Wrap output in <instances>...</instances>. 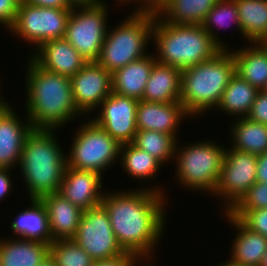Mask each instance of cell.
<instances>
[{
    "mask_svg": "<svg viewBox=\"0 0 267 266\" xmlns=\"http://www.w3.org/2000/svg\"><path fill=\"white\" fill-rule=\"evenodd\" d=\"M158 186L145 188V185L123 192L107 190L101 202L109 214L118 243L125 252L139 259L150 260L158 242L164 238L168 204L165 196L168 195L164 187Z\"/></svg>",
    "mask_w": 267,
    "mask_h": 266,
    "instance_id": "cell-1",
    "label": "cell"
},
{
    "mask_svg": "<svg viewBox=\"0 0 267 266\" xmlns=\"http://www.w3.org/2000/svg\"><path fill=\"white\" fill-rule=\"evenodd\" d=\"M26 68V115L33 128L61 129L83 114L76 108L69 77L47 71L31 57Z\"/></svg>",
    "mask_w": 267,
    "mask_h": 266,
    "instance_id": "cell-2",
    "label": "cell"
},
{
    "mask_svg": "<svg viewBox=\"0 0 267 266\" xmlns=\"http://www.w3.org/2000/svg\"><path fill=\"white\" fill-rule=\"evenodd\" d=\"M57 129L33 128L27 135L19 172L30 199H41L59 191L65 168L66 153L56 138Z\"/></svg>",
    "mask_w": 267,
    "mask_h": 266,
    "instance_id": "cell-3",
    "label": "cell"
},
{
    "mask_svg": "<svg viewBox=\"0 0 267 266\" xmlns=\"http://www.w3.org/2000/svg\"><path fill=\"white\" fill-rule=\"evenodd\" d=\"M235 74L230 49H221L211 59L185 68L181 73L180 103L192 118L219 105L225 88Z\"/></svg>",
    "mask_w": 267,
    "mask_h": 266,
    "instance_id": "cell-4",
    "label": "cell"
},
{
    "mask_svg": "<svg viewBox=\"0 0 267 266\" xmlns=\"http://www.w3.org/2000/svg\"><path fill=\"white\" fill-rule=\"evenodd\" d=\"M152 41L156 61L180 70L211 59L221 50L202 25L171 24L156 13Z\"/></svg>",
    "mask_w": 267,
    "mask_h": 266,
    "instance_id": "cell-5",
    "label": "cell"
},
{
    "mask_svg": "<svg viewBox=\"0 0 267 266\" xmlns=\"http://www.w3.org/2000/svg\"><path fill=\"white\" fill-rule=\"evenodd\" d=\"M154 15V9L136 5L131 15L118 22L115 28L112 26L110 29L109 26L97 62L113 73L148 55L147 45L152 41Z\"/></svg>",
    "mask_w": 267,
    "mask_h": 266,
    "instance_id": "cell-6",
    "label": "cell"
},
{
    "mask_svg": "<svg viewBox=\"0 0 267 266\" xmlns=\"http://www.w3.org/2000/svg\"><path fill=\"white\" fill-rule=\"evenodd\" d=\"M218 143L203 140L184 145L178 139L174 157V166L177 167L174 170L179 185L196 192L200 190L202 194L205 191L213 197L226 149L225 144L220 146Z\"/></svg>",
    "mask_w": 267,
    "mask_h": 266,
    "instance_id": "cell-7",
    "label": "cell"
},
{
    "mask_svg": "<svg viewBox=\"0 0 267 266\" xmlns=\"http://www.w3.org/2000/svg\"><path fill=\"white\" fill-rule=\"evenodd\" d=\"M85 121L73 132L71 150L66 152L67 166L103 176L119 160L121 144L92 119Z\"/></svg>",
    "mask_w": 267,
    "mask_h": 266,
    "instance_id": "cell-8",
    "label": "cell"
},
{
    "mask_svg": "<svg viewBox=\"0 0 267 266\" xmlns=\"http://www.w3.org/2000/svg\"><path fill=\"white\" fill-rule=\"evenodd\" d=\"M72 9L39 7L20 2L12 26L8 29L11 35L22 38L34 47L43 43L64 38L66 24ZM14 33V34H13Z\"/></svg>",
    "mask_w": 267,
    "mask_h": 266,
    "instance_id": "cell-9",
    "label": "cell"
},
{
    "mask_svg": "<svg viewBox=\"0 0 267 266\" xmlns=\"http://www.w3.org/2000/svg\"><path fill=\"white\" fill-rule=\"evenodd\" d=\"M101 1L90 7L73 8L64 38L88 61H97L108 30L109 7Z\"/></svg>",
    "mask_w": 267,
    "mask_h": 266,
    "instance_id": "cell-10",
    "label": "cell"
},
{
    "mask_svg": "<svg viewBox=\"0 0 267 266\" xmlns=\"http://www.w3.org/2000/svg\"><path fill=\"white\" fill-rule=\"evenodd\" d=\"M258 156L229 146L224 151L218 182L213 192L229 211L241 197L256 183ZM225 207V208H224Z\"/></svg>",
    "mask_w": 267,
    "mask_h": 266,
    "instance_id": "cell-11",
    "label": "cell"
},
{
    "mask_svg": "<svg viewBox=\"0 0 267 266\" xmlns=\"http://www.w3.org/2000/svg\"><path fill=\"white\" fill-rule=\"evenodd\" d=\"M72 240L94 261L110 259L126 253L117 241L109 214L102 204L83 211L78 230Z\"/></svg>",
    "mask_w": 267,
    "mask_h": 266,
    "instance_id": "cell-12",
    "label": "cell"
},
{
    "mask_svg": "<svg viewBox=\"0 0 267 266\" xmlns=\"http://www.w3.org/2000/svg\"><path fill=\"white\" fill-rule=\"evenodd\" d=\"M138 103L137 99L112 92L101 102L97 109V112L99 109L100 112L92 117V120L119 144L131 143L137 132Z\"/></svg>",
    "mask_w": 267,
    "mask_h": 266,
    "instance_id": "cell-13",
    "label": "cell"
},
{
    "mask_svg": "<svg viewBox=\"0 0 267 266\" xmlns=\"http://www.w3.org/2000/svg\"><path fill=\"white\" fill-rule=\"evenodd\" d=\"M70 80L75 106L87 118L112 93V73L97 61L87 62Z\"/></svg>",
    "mask_w": 267,
    "mask_h": 266,
    "instance_id": "cell-14",
    "label": "cell"
},
{
    "mask_svg": "<svg viewBox=\"0 0 267 266\" xmlns=\"http://www.w3.org/2000/svg\"><path fill=\"white\" fill-rule=\"evenodd\" d=\"M18 116L11 103L0 111V168L19 167L25 139L33 129L26 115Z\"/></svg>",
    "mask_w": 267,
    "mask_h": 266,
    "instance_id": "cell-15",
    "label": "cell"
},
{
    "mask_svg": "<svg viewBox=\"0 0 267 266\" xmlns=\"http://www.w3.org/2000/svg\"><path fill=\"white\" fill-rule=\"evenodd\" d=\"M103 176L66 166L58 193L83 211L101 205ZM102 188V189H101ZM101 190V191H100Z\"/></svg>",
    "mask_w": 267,
    "mask_h": 266,
    "instance_id": "cell-16",
    "label": "cell"
},
{
    "mask_svg": "<svg viewBox=\"0 0 267 266\" xmlns=\"http://www.w3.org/2000/svg\"><path fill=\"white\" fill-rule=\"evenodd\" d=\"M191 118L180 102L158 103L140 100L137 106V130L159 131L178 139V129L184 119Z\"/></svg>",
    "mask_w": 267,
    "mask_h": 266,
    "instance_id": "cell-17",
    "label": "cell"
},
{
    "mask_svg": "<svg viewBox=\"0 0 267 266\" xmlns=\"http://www.w3.org/2000/svg\"><path fill=\"white\" fill-rule=\"evenodd\" d=\"M30 52V57L43 69L73 77L88 62L65 38L50 40Z\"/></svg>",
    "mask_w": 267,
    "mask_h": 266,
    "instance_id": "cell-18",
    "label": "cell"
},
{
    "mask_svg": "<svg viewBox=\"0 0 267 266\" xmlns=\"http://www.w3.org/2000/svg\"><path fill=\"white\" fill-rule=\"evenodd\" d=\"M48 213L52 242L73 239L80 223L83 210L73 205L58 192L41 198Z\"/></svg>",
    "mask_w": 267,
    "mask_h": 266,
    "instance_id": "cell-19",
    "label": "cell"
},
{
    "mask_svg": "<svg viewBox=\"0 0 267 266\" xmlns=\"http://www.w3.org/2000/svg\"><path fill=\"white\" fill-rule=\"evenodd\" d=\"M225 221L233 226L237 232L232 242V262L244 266H259L262 257L267 251V238L246 227L239 219L233 217L228 211H223Z\"/></svg>",
    "mask_w": 267,
    "mask_h": 266,
    "instance_id": "cell-20",
    "label": "cell"
},
{
    "mask_svg": "<svg viewBox=\"0 0 267 266\" xmlns=\"http://www.w3.org/2000/svg\"><path fill=\"white\" fill-rule=\"evenodd\" d=\"M156 62L154 54L130 62L112 73V92L142 100L146 83Z\"/></svg>",
    "mask_w": 267,
    "mask_h": 266,
    "instance_id": "cell-21",
    "label": "cell"
},
{
    "mask_svg": "<svg viewBox=\"0 0 267 266\" xmlns=\"http://www.w3.org/2000/svg\"><path fill=\"white\" fill-rule=\"evenodd\" d=\"M181 73L177 67L155 62L142 100L158 103L180 102Z\"/></svg>",
    "mask_w": 267,
    "mask_h": 266,
    "instance_id": "cell-22",
    "label": "cell"
},
{
    "mask_svg": "<svg viewBox=\"0 0 267 266\" xmlns=\"http://www.w3.org/2000/svg\"><path fill=\"white\" fill-rule=\"evenodd\" d=\"M50 255V244L0 237V266H39Z\"/></svg>",
    "mask_w": 267,
    "mask_h": 266,
    "instance_id": "cell-23",
    "label": "cell"
},
{
    "mask_svg": "<svg viewBox=\"0 0 267 266\" xmlns=\"http://www.w3.org/2000/svg\"><path fill=\"white\" fill-rule=\"evenodd\" d=\"M30 207L18 212L10 223L13 237L52 243L48 213L41 199H29Z\"/></svg>",
    "mask_w": 267,
    "mask_h": 266,
    "instance_id": "cell-24",
    "label": "cell"
},
{
    "mask_svg": "<svg viewBox=\"0 0 267 266\" xmlns=\"http://www.w3.org/2000/svg\"><path fill=\"white\" fill-rule=\"evenodd\" d=\"M218 0H161L155 13L171 24L202 25Z\"/></svg>",
    "mask_w": 267,
    "mask_h": 266,
    "instance_id": "cell-25",
    "label": "cell"
},
{
    "mask_svg": "<svg viewBox=\"0 0 267 266\" xmlns=\"http://www.w3.org/2000/svg\"><path fill=\"white\" fill-rule=\"evenodd\" d=\"M248 44L233 51L231 47L235 73L262 91L267 86V53L258 43Z\"/></svg>",
    "mask_w": 267,
    "mask_h": 266,
    "instance_id": "cell-26",
    "label": "cell"
},
{
    "mask_svg": "<svg viewBox=\"0 0 267 266\" xmlns=\"http://www.w3.org/2000/svg\"><path fill=\"white\" fill-rule=\"evenodd\" d=\"M230 125L228 134L232 148L257 156L267 152V125L247 117L234 118Z\"/></svg>",
    "mask_w": 267,
    "mask_h": 266,
    "instance_id": "cell-27",
    "label": "cell"
},
{
    "mask_svg": "<svg viewBox=\"0 0 267 266\" xmlns=\"http://www.w3.org/2000/svg\"><path fill=\"white\" fill-rule=\"evenodd\" d=\"M259 90L235 73L225 88L219 105L220 111L234 118L246 117Z\"/></svg>",
    "mask_w": 267,
    "mask_h": 266,
    "instance_id": "cell-28",
    "label": "cell"
},
{
    "mask_svg": "<svg viewBox=\"0 0 267 266\" xmlns=\"http://www.w3.org/2000/svg\"><path fill=\"white\" fill-rule=\"evenodd\" d=\"M245 41L257 43L267 34V0H235Z\"/></svg>",
    "mask_w": 267,
    "mask_h": 266,
    "instance_id": "cell-29",
    "label": "cell"
},
{
    "mask_svg": "<svg viewBox=\"0 0 267 266\" xmlns=\"http://www.w3.org/2000/svg\"><path fill=\"white\" fill-rule=\"evenodd\" d=\"M119 162L131 179L148 181L156 178L163 165L148 152L141 150L132 142L120 147Z\"/></svg>",
    "mask_w": 267,
    "mask_h": 266,
    "instance_id": "cell-30",
    "label": "cell"
},
{
    "mask_svg": "<svg viewBox=\"0 0 267 266\" xmlns=\"http://www.w3.org/2000/svg\"><path fill=\"white\" fill-rule=\"evenodd\" d=\"M232 24L236 26L235 28L241 33V25L235 0H218L207 13L202 27L221 49H230L224 41H221L223 39L218 35V29L229 28Z\"/></svg>",
    "mask_w": 267,
    "mask_h": 266,
    "instance_id": "cell-31",
    "label": "cell"
},
{
    "mask_svg": "<svg viewBox=\"0 0 267 266\" xmlns=\"http://www.w3.org/2000/svg\"><path fill=\"white\" fill-rule=\"evenodd\" d=\"M177 139L171 135L159 131L137 130L134 141L135 146L148 152L163 166L167 162H173Z\"/></svg>",
    "mask_w": 267,
    "mask_h": 266,
    "instance_id": "cell-32",
    "label": "cell"
},
{
    "mask_svg": "<svg viewBox=\"0 0 267 266\" xmlns=\"http://www.w3.org/2000/svg\"><path fill=\"white\" fill-rule=\"evenodd\" d=\"M50 256L57 266H92L94 260L72 239L50 244Z\"/></svg>",
    "mask_w": 267,
    "mask_h": 266,
    "instance_id": "cell-33",
    "label": "cell"
},
{
    "mask_svg": "<svg viewBox=\"0 0 267 266\" xmlns=\"http://www.w3.org/2000/svg\"><path fill=\"white\" fill-rule=\"evenodd\" d=\"M267 208V183L256 182L228 211L239 219L246 211Z\"/></svg>",
    "mask_w": 267,
    "mask_h": 266,
    "instance_id": "cell-34",
    "label": "cell"
},
{
    "mask_svg": "<svg viewBox=\"0 0 267 266\" xmlns=\"http://www.w3.org/2000/svg\"><path fill=\"white\" fill-rule=\"evenodd\" d=\"M239 220L252 231L267 238V208L246 211Z\"/></svg>",
    "mask_w": 267,
    "mask_h": 266,
    "instance_id": "cell-35",
    "label": "cell"
},
{
    "mask_svg": "<svg viewBox=\"0 0 267 266\" xmlns=\"http://www.w3.org/2000/svg\"><path fill=\"white\" fill-rule=\"evenodd\" d=\"M246 117L251 121L267 125V93L264 90L258 92Z\"/></svg>",
    "mask_w": 267,
    "mask_h": 266,
    "instance_id": "cell-36",
    "label": "cell"
},
{
    "mask_svg": "<svg viewBox=\"0 0 267 266\" xmlns=\"http://www.w3.org/2000/svg\"><path fill=\"white\" fill-rule=\"evenodd\" d=\"M18 3L15 0H0V25L8 29L14 23Z\"/></svg>",
    "mask_w": 267,
    "mask_h": 266,
    "instance_id": "cell-37",
    "label": "cell"
},
{
    "mask_svg": "<svg viewBox=\"0 0 267 266\" xmlns=\"http://www.w3.org/2000/svg\"><path fill=\"white\" fill-rule=\"evenodd\" d=\"M139 260L135 255L126 252L114 258L94 261L92 266H137Z\"/></svg>",
    "mask_w": 267,
    "mask_h": 266,
    "instance_id": "cell-38",
    "label": "cell"
},
{
    "mask_svg": "<svg viewBox=\"0 0 267 266\" xmlns=\"http://www.w3.org/2000/svg\"><path fill=\"white\" fill-rule=\"evenodd\" d=\"M10 168H0V202L5 200L8 194L12 193L13 190V178H11L12 174Z\"/></svg>",
    "mask_w": 267,
    "mask_h": 266,
    "instance_id": "cell-39",
    "label": "cell"
},
{
    "mask_svg": "<svg viewBox=\"0 0 267 266\" xmlns=\"http://www.w3.org/2000/svg\"><path fill=\"white\" fill-rule=\"evenodd\" d=\"M28 4L39 6V7H52L58 9H72L68 6L66 0H21Z\"/></svg>",
    "mask_w": 267,
    "mask_h": 266,
    "instance_id": "cell-40",
    "label": "cell"
},
{
    "mask_svg": "<svg viewBox=\"0 0 267 266\" xmlns=\"http://www.w3.org/2000/svg\"><path fill=\"white\" fill-rule=\"evenodd\" d=\"M256 182L267 183V152L258 156Z\"/></svg>",
    "mask_w": 267,
    "mask_h": 266,
    "instance_id": "cell-41",
    "label": "cell"
},
{
    "mask_svg": "<svg viewBox=\"0 0 267 266\" xmlns=\"http://www.w3.org/2000/svg\"><path fill=\"white\" fill-rule=\"evenodd\" d=\"M117 2L116 3H119L120 2V4H117L118 5V7H119V5H122L123 6V4L125 5V4H127L126 6L128 7L129 6V4H131V3H133L132 5L134 6V4L136 5V3L138 4V3H140V4H138L139 5V8H152V9H154V7L161 1V0H116ZM123 3V4H122Z\"/></svg>",
    "mask_w": 267,
    "mask_h": 266,
    "instance_id": "cell-42",
    "label": "cell"
},
{
    "mask_svg": "<svg viewBox=\"0 0 267 266\" xmlns=\"http://www.w3.org/2000/svg\"><path fill=\"white\" fill-rule=\"evenodd\" d=\"M70 8L90 7L99 4L103 0H66Z\"/></svg>",
    "mask_w": 267,
    "mask_h": 266,
    "instance_id": "cell-43",
    "label": "cell"
},
{
    "mask_svg": "<svg viewBox=\"0 0 267 266\" xmlns=\"http://www.w3.org/2000/svg\"><path fill=\"white\" fill-rule=\"evenodd\" d=\"M39 266H57L54 259L49 255L44 261H42Z\"/></svg>",
    "mask_w": 267,
    "mask_h": 266,
    "instance_id": "cell-44",
    "label": "cell"
},
{
    "mask_svg": "<svg viewBox=\"0 0 267 266\" xmlns=\"http://www.w3.org/2000/svg\"><path fill=\"white\" fill-rule=\"evenodd\" d=\"M261 48L267 53V34L257 42Z\"/></svg>",
    "mask_w": 267,
    "mask_h": 266,
    "instance_id": "cell-45",
    "label": "cell"
},
{
    "mask_svg": "<svg viewBox=\"0 0 267 266\" xmlns=\"http://www.w3.org/2000/svg\"><path fill=\"white\" fill-rule=\"evenodd\" d=\"M217 266H244V265H239L234 262H232L230 259L228 261H222V263L218 264Z\"/></svg>",
    "mask_w": 267,
    "mask_h": 266,
    "instance_id": "cell-46",
    "label": "cell"
},
{
    "mask_svg": "<svg viewBox=\"0 0 267 266\" xmlns=\"http://www.w3.org/2000/svg\"><path fill=\"white\" fill-rule=\"evenodd\" d=\"M259 266H267V251L265 252L264 256L262 257Z\"/></svg>",
    "mask_w": 267,
    "mask_h": 266,
    "instance_id": "cell-47",
    "label": "cell"
},
{
    "mask_svg": "<svg viewBox=\"0 0 267 266\" xmlns=\"http://www.w3.org/2000/svg\"><path fill=\"white\" fill-rule=\"evenodd\" d=\"M8 100L6 98V100H0V111L8 104Z\"/></svg>",
    "mask_w": 267,
    "mask_h": 266,
    "instance_id": "cell-48",
    "label": "cell"
},
{
    "mask_svg": "<svg viewBox=\"0 0 267 266\" xmlns=\"http://www.w3.org/2000/svg\"><path fill=\"white\" fill-rule=\"evenodd\" d=\"M145 260H147V259H140L139 262H138L139 265H137V266H142V263H143V266H144V264H145L144 261H145ZM141 262H142V263H141ZM140 263H141V264H140ZM149 264H150V263H148L147 265L145 264V266H149ZM150 266H152V265H150Z\"/></svg>",
    "mask_w": 267,
    "mask_h": 266,
    "instance_id": "cell-49",
    "label": "cell"
},
{
    "mask_svg": "<svg viewBox=\"0 0 267 266\" xmlns=\"http://www.w3.org/2000/svg\"><path fill=\"white\" fill-rule=\"evenodd\" d=\"M1 87V86H0ZM1 89V88H0ZM0 100H5V98H3L1 95H0Z\"/></svg>",
    "mask_w": 267,
    "mask_h": 266,
    "instance_id": "cell-50",
    "label": "cell"
}]
</instances>
